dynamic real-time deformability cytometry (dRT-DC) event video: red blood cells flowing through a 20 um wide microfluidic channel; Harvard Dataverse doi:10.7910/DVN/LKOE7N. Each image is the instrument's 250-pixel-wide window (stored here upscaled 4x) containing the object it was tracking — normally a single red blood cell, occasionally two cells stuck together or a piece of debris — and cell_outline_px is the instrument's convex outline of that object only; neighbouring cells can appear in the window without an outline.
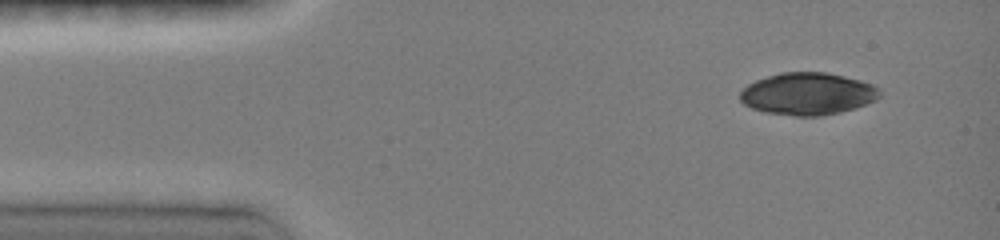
{"species": "common noctule bat (a hibernating species)", "species_latin": "Nyctalus noctula", "temperature_condition": "room temperature", "stored_images_in_passage": 8, "camera_frame_rate_fps": 3000, "um_per_image_px": 0.085, "animal": {"sex": "female", "body_mass_g": 19.0, "forearm_length_mm": 51.5}, "frame": {"image": 1, "passage_image": 1, "time_ms": 0.0, "image_size_px": [1000, 240], "cell_outline_px": [[880, 96], [876, 100], [856, 108], [840, 112], [816, 116], [796, 116], [764, 112], [752, 108], [744, 104], [740, 100], [740, 92], [748, 84], [756, 80], [780, 72], [828, 72], [860, 80], [872, 84], [880, 88]], "centroid_in_image_um": [68.67, 7.97], "position_along_channel_um": 16.3, "area_um2": 34.45}}